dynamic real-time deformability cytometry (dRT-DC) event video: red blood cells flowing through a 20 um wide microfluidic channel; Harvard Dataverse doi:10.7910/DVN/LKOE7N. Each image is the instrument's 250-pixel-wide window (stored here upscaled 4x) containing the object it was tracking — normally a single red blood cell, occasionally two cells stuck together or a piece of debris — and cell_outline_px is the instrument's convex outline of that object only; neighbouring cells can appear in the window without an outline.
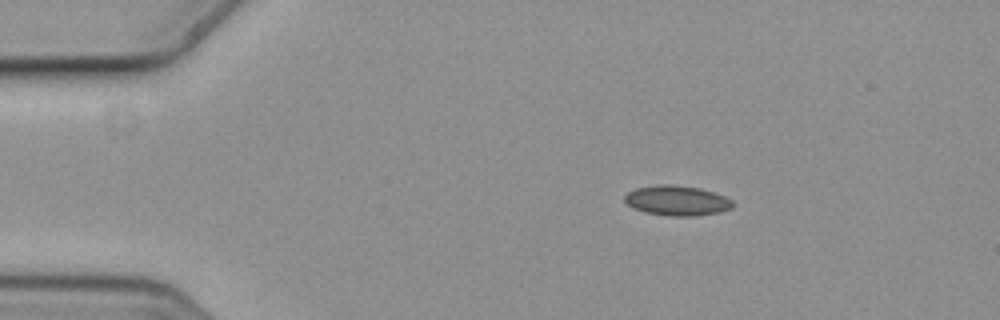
{"species": "common noctule bat (a hibernating species)", "species_latin": "Nyctalus noctula", "temperature_condition": "cold", "stored_images_in_passage": 3, "camera_frame_rate_fps": 3000, "um_per_image_px": 0.085, "animal": {"sex": "female", "body_mass_g": 19.3, "forearm_length_mm": 54.1}, "frame": {"image": 1, "passage_image": 1, "time_ms": 0.0, "image_size_px": [1000, 320], "cell_outline_px": [[732, 208], [720, 212], [692, 216], [668, 216], [644, 212], [632, 208], [624, 200], [624, 196], [628, 192], [636, 188], [668, 184], [700, 188], [724, 196], [732, 200]], "centroid_in_image_um": [57.52, 17.06], "position_along_channel_um": 27.5, "area_um2": 18.73}}